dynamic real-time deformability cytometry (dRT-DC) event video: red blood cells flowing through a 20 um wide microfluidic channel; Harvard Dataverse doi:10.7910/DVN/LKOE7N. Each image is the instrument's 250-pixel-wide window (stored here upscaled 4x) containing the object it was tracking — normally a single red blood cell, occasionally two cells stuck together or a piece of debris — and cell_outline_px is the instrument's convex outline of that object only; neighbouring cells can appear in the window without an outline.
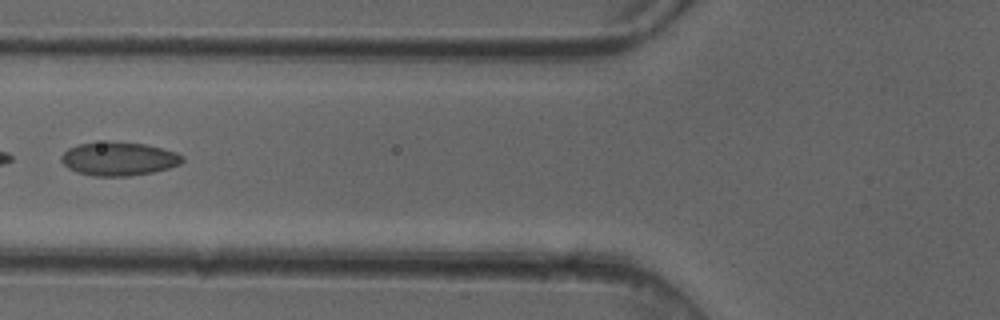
{"species": "common noctule bat (a hibernating species)", "species_latin": "Nyctalus noctula", "temperature_condition": "cold", "stored_images_in_passage": 5, "camera_frame_rate_fps": 3000, "um_per_image_px": 0.085, "animal": {"sex": "female"}, "frame": {"image": 1, "passage_image": 4, "time_ms": 1.0, "image_size_px": [1000, 320], "cell_outline_px": [[184, 160], [180, 164], [168, 168], [152, 172], [128, 176], [92, 176], [76, 172], [68, 168], [60, 160], [60, 156], [68, 148], [80, 144], [108, 140], [144, 144], [176, 152], [184, 156]], "centroid_in_image_um": [10.07, 13.49], "position_along_channel_um": 115.7, "area_um2": 23.87}}
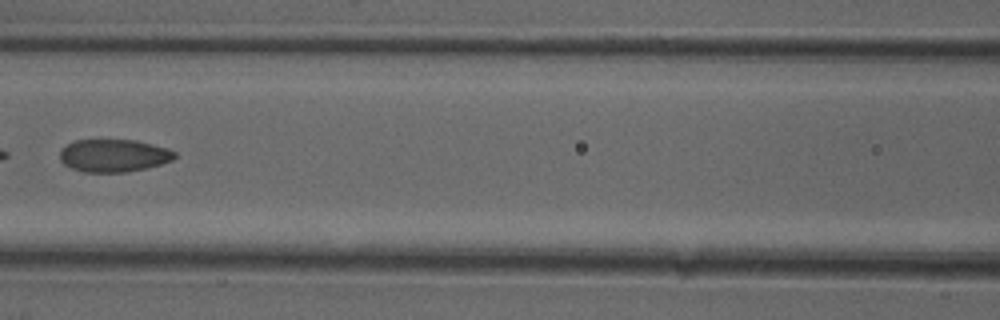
{"frame": {"image": 2, "passage_image": 5, "time_ms": 1.333, "image_size_px": [1000, 320], "cell_outline_px": [[176, 156], [172, 160], [148, 168], [124, 172], [84, 172], [72, 168], [64, 164], [60, 160], [60, 152], [68, 144], [76, 140], [136, 140], [168, 148], [176, 152]], "centroid_in_image_um": [9.69, 13.22], "position_along_channel_um": 156.9, "area_um2": 21.79}}